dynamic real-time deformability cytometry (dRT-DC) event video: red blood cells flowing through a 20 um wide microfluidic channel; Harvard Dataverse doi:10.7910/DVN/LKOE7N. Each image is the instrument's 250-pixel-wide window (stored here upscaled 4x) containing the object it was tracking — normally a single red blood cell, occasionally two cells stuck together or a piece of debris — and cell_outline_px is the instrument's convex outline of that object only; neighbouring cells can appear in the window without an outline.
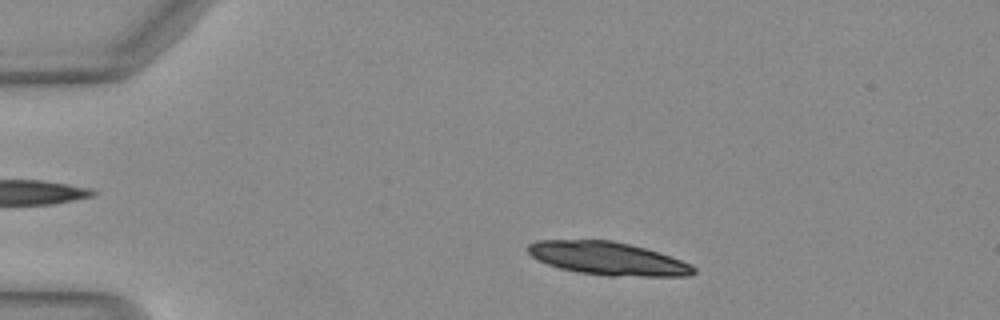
{"species": "Egyptian fruit bat (a non-hibernating species)", "species_latin": "Rousettus aegyptiacus", "temperature_condition": "warm", "stored_images_in_passage": 13, "camera_frame_rate_fps": 3000, "um_per_image_px": 0.085, "animal": {"sex": "female"}, "frame": {"image": 1, "passage_image": 6, "time_ms": 1.667, "image_size_px": [1000, 320], "cell_outline_px": [[696, 272], [688, 276], [608, 276], [576, 272], [560, 268], [548, 264], [532, 256], [528, 252], [528, 244], [536, 240], [612, 240], [660, 252], [680, 260], [696, 268]], "centroid_in_image_um": [51.66, 21.97], "position_along_channel_um": 33.3, "area_um2": 31.79}}